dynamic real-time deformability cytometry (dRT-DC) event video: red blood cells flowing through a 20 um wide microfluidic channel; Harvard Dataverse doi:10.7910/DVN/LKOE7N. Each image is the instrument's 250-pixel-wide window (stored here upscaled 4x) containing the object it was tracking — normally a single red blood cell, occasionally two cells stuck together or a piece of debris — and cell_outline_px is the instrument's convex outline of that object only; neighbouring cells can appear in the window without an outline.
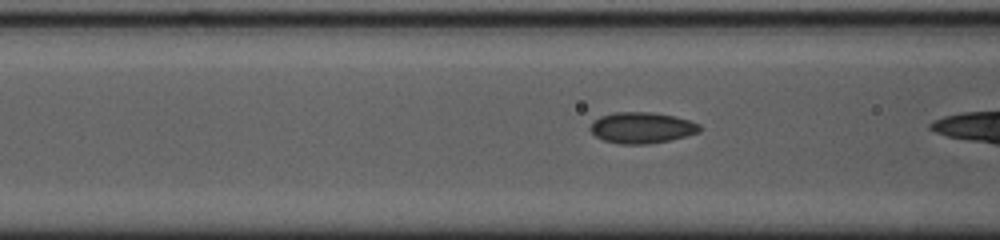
{"species": "common noctule bat (a hibernating species)", "species_latin": "Nyctalus noctula", "temperature_condition": "cold", "stored_images_in_passage": 40, "camera_frame_rate_fps": 3000, "um_per_image_px": 0.085, "animal": {"sex": "female", "body_mass_g": 23.0, "forearm_length_mm": 53.4}, "frame": {"image": 1, "passage_image": 18, "time_ms": 5.667, "image_size_px": [1000, 240], "cell_outline_px": [[700, 132], [668, 140], [644, 144], [620, 144], [604, 140], [596, 136], [588, 128], [592, 120], [600, 116], [612, 112], [652, 112], [672, 116], [688, 120], [700, 124]], "centroid_in_image_um": [54.49, 10.84], "position_along_channel_um": 112.1, "area_um2": 19.71}}
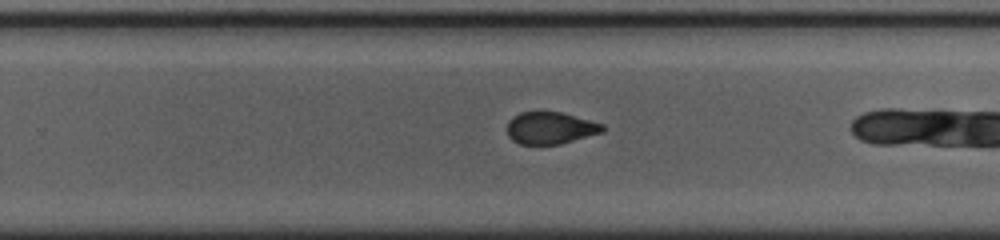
{"frame": {"image": 2, "passage_image": 32, "time_ms": 10.333, "image_size_px": [1000, 240], "cell_outline_px": [[604, 132], [560, 144], [520, 144], [512, 140], [508, 136], [508, 120], [512, 116], [520, 112], [560, 112], [604, 124]], "centroid_in_image_um": [46.78, 10.88], "position_along_channel_um": 283.0, "area_um2": 17.8}}
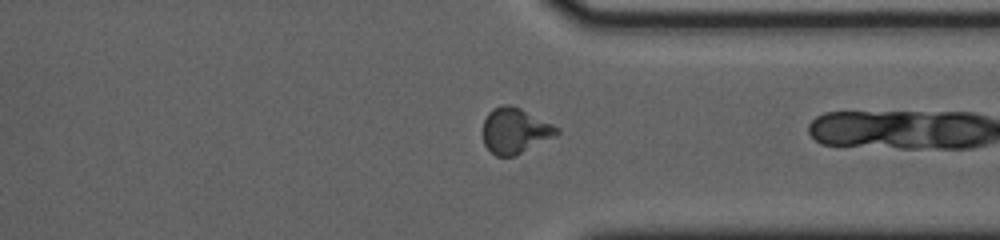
{"frame": {"image": 3, "passage_image": 39, "time_ms": 12.667, "image_size_px": [1000, 240], "cell_outline_px": [[560, 132], [556, 136], [516, 156], [496, 156], [484, 144], [484, 120], [488, 112], [492, 108], [500, 104], [508, 104], [520, 108], [560, 128]], "centroid_in_image_um": [43.79, 11.11], "position_along_channel_um": 367.6, "area_um2": 19.65}}